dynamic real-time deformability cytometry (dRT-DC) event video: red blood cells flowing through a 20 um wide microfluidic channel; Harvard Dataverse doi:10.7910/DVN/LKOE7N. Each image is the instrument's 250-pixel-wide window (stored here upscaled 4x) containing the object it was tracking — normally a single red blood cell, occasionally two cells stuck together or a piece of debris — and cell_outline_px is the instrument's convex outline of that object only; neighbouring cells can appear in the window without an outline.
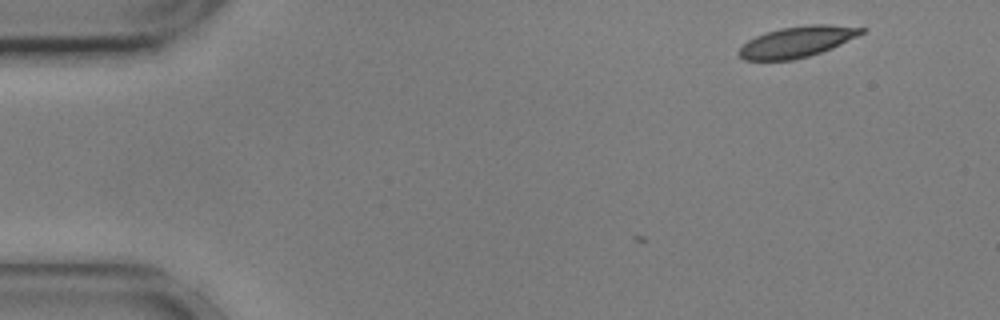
{"species": "common noctule bat (a hibernating species)", "species_latin": "Nyctalus noctula", "temperature_condition": "cold", "stored_images_in_passage": 2, "camera_frame_rate_fps": 3000, "um_per_image_px": 0.085, "animal": {"sex": "male", "body_mass_g": 17.9, "forearm_length_mm": 54.2}, "frame": {"image": 1, "passage_image": 2, "time_ms": 0.333, "image_size_px": [1000, 320], "cell_outline_px": [[864, 32], [832, 48], [808, 56], [792, 60], [744, 60], [736, 52], [748, 40], [756, 36], [780, 28], [808, 24], [828, 24], [864, 28]], "centroid_in_image_um": [67.71, 3.55], "position_along_channel_um": 17.3, "area_um2": 21.79}}